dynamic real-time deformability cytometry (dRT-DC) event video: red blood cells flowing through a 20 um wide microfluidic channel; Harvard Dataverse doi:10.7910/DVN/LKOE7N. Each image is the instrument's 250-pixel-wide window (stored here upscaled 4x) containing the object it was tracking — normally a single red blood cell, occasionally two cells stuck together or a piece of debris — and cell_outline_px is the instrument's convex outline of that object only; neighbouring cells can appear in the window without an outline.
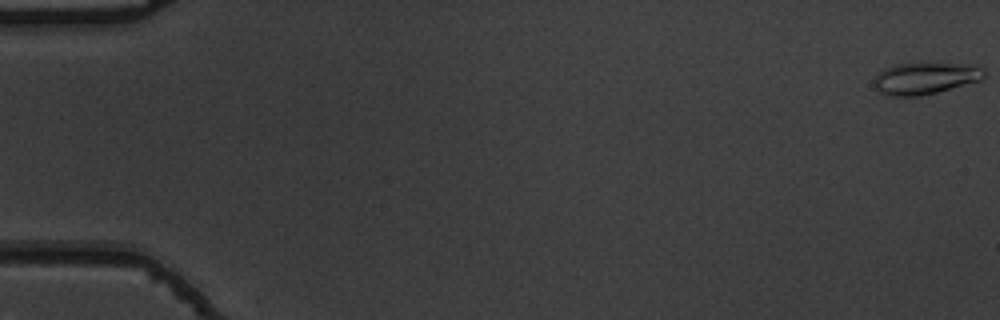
{"species": "common noctule bat (a hibernating species)", "species_latin": "Nyctalus noctula", "temperature_condition": "warm", "stored_images_in_passage": 54, "camera_frame_rate_fps": 3000, "um_per_image_px": 0.085, "animal": {"sex": "male", "body_mass_g": 19.5, "forearm_length_mm": 54.6}, "frame": {"image": 1, "passage_image": 1, "time_ms": 0.0, "image_size_px": [1000, 320], "cell_outline_px": [[984, 76], [980, 80], [936, 92], [920, 96], [888, 96], [880, 92], [876, 88], [872, 80], [884, 68], [896, 64], [964, 64], [984, 68]], "centroid_in_image_um": [78.59, 6.67], "position_along_channel_um": 6.4, "area_um2": 20.0}}
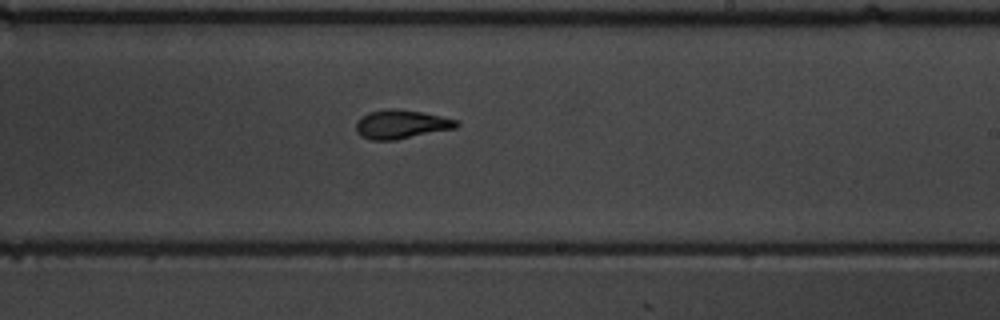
{"frame": {"image": 2, "passage_image": 33, "time_ms": 10.667, "image_size_px": [1000, 320], "cell_outline_px": [[460, 124], [456, 128], [396, 140], [372, 140], [360, 136], [356, 132], [356, 120], [360, 116], [368, 112], [388, 108], [396, 108], [420, 112], [440, 116], [456, 120]], "centroid_in_image_um": [34.05, 10.56], "position_along_channel_um": 254.9, "area_um2": 16.99}}
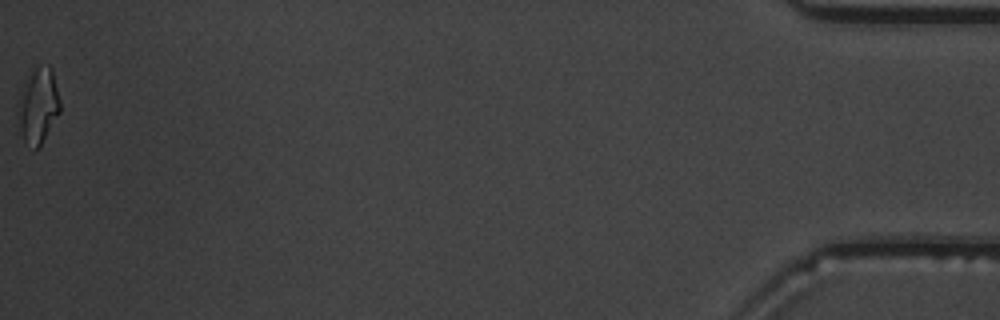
{"frame": {"image": 3, "passage_image": 54, "time_ms": 17.667, "image_size_px": [1000, 320], "cell_outline_px": [[60, 112], [40, 144], [32, 152], [24, 144], [20, 132], [16, 112], [16, 104], [20, 92], [24, 84], [36, 68], [48, 64], [52, 68], [60, 100]], "centroid_in_image_um": [3.21, 9.05], "position_along_channel_um": 432.0, "area_um2": 18.67}, "authors_computed_cell_mechanics": {"area_um2": 16.9932, "velocity_mm_per_s": 3.8776, "shape_relaxation_time_tau1_ms": 4.8417, "shape_relaxation_time_tau2_ms": 1.4501, "deformation_change_tau1": 0.1824, "deformation_change_tau2": 0.0903}}